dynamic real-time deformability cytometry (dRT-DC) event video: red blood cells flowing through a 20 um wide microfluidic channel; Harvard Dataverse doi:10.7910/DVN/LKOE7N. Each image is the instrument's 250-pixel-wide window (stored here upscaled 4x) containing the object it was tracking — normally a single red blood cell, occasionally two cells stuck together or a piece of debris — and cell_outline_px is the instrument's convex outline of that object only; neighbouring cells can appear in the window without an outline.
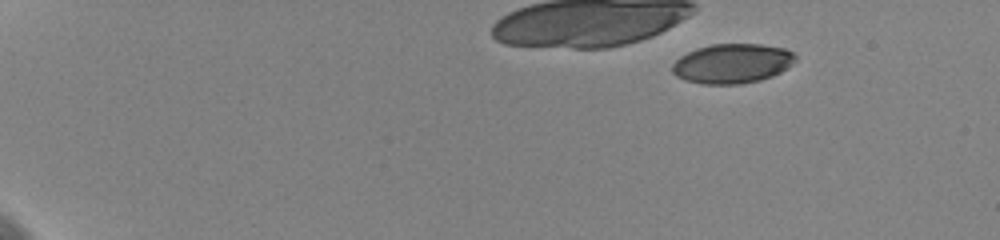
{"species": "human", "species_latin": "Homo sapiens", "temperature_condition": "cold", "stored_images_in_passage": 52, "camera_frame_rate_fps": 3000, "um_per_image_px": 0.085, "donor": {"sex": "female"}, "frame": {"image": 1, "passage_image": 1, "time_ms": 0.0, "image_size_px": [1000, 240], "cell_outline_px": [[796, 60], [788, 68], [772, 76], [760, 80], [740, 84], [704, 84], [684, 80], [676, 76], [672, 72], [672, 64], [680, 56], [696, 48], [712, 44], [760, 44], [784, 48], [792, 52], [796, 56]], "centroid_in_image_um": [62.24, 5.4], "position_along_channel_um": 22.8, "area_um2": 28.5}}
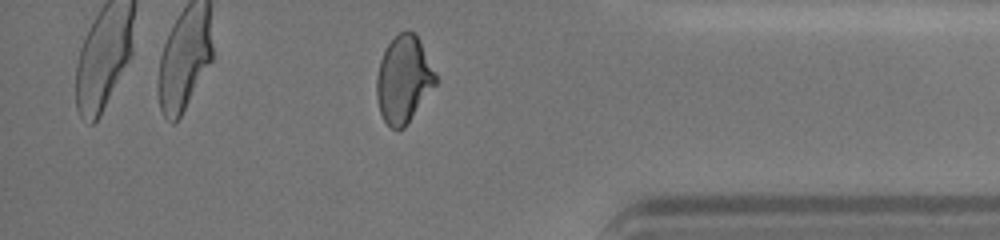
{"frame": {"image": 2, "passage_image": 45, "time_ms": 14.667, "image_size_px": [1000, 240], "cell_outline_px": [[440, 80], [404, 128], [392, 128], [384, 120], [380, 112], [376, 96], [376, 76], [380, 60], [388, 44], [400, 32], [416, 32]], "centroid_in_image_um": [34.34, 6.75], "position_along_channel_um": 400.9, "area_um2": 30.0}, "authors_computed_cell_mechanics": {"area_um2": 30.1716, "velocity_mm_per_s": 3.6128, "shape_relaxation_time_tau1_ms": 5.9535, "shape_relaxation_time_tau2_ms": 2.3055, "deformation_change_tau1": 0.1559, "deformation_change_tau2": 0.0678}}